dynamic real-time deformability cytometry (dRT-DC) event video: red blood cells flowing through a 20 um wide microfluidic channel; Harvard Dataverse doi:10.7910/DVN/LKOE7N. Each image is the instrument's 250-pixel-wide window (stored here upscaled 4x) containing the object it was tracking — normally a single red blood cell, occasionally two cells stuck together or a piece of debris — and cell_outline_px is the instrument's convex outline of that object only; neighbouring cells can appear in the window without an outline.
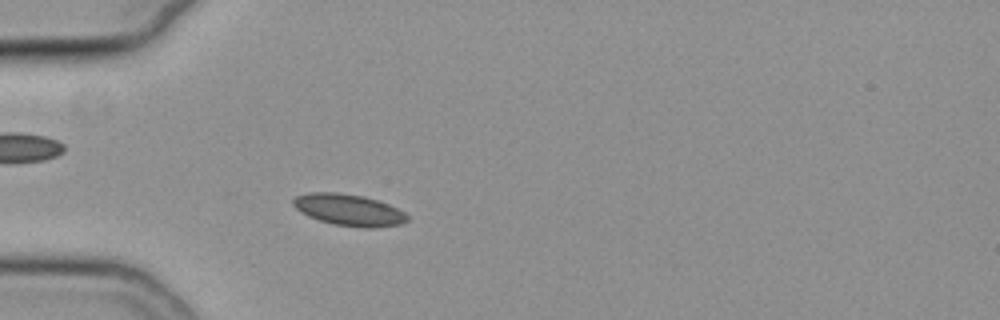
{"species": "common noctule bat (a hibernating species)", "species_latin": "Nyctalus noctula", "temperature_condition": "cold", "stored_images_in_passage": 49, "camera_frame_rate_fps": 3000, "um_per_image_px": 0.085, "animal": {"sex": "female", "body_mass_g": 19.3, "forearm_length_mm": 54.1}, "frame": {"image": 1, "passage_image": 10, "time_ms": 3.0, "image_size_px": [1000, 320], "cell_outline_px": [[408, 220], [400, 224], [376, 228], [360, 228], [332, 224], [308, 216], [300, 212], [292, 204], [292, 200], [296, 196], [308, 192], [336, 192], [364, 196], [388, 204], [404, 212], [408, 216]], "centroid_in_image_um": [29.63, 17.85], "position_along_channel_um": 55.4, "area_um2": 21.1}}
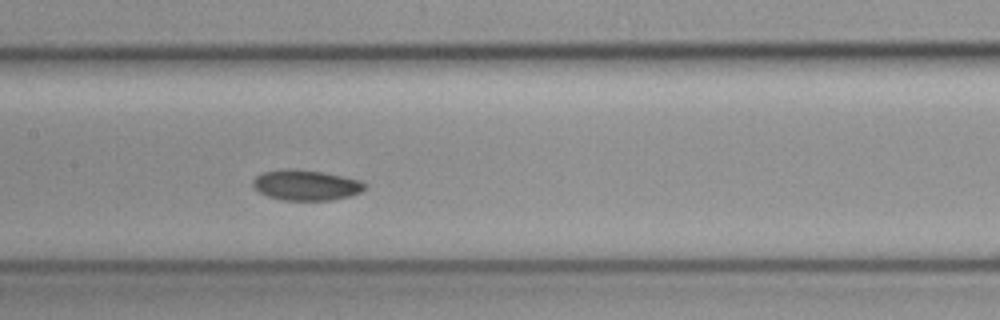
{"frame": {"image": 2, "passage_image": 21, "time_ms": 6.667, "image_size_px": [1000, 320], "cell_outline_px": [[364, 188], [360, 192], [348, 196], [328, 200], [284, 200], [268, 196], [252, 188], [252, 180], [260, 172], [284, 168], [296, 168], [324, 172], [360, 180], [364, 184]], "centroid_in_image_um": [25.93, 15.71], "position_along_channel_um": 181.5, "area_um2": 19.94}}
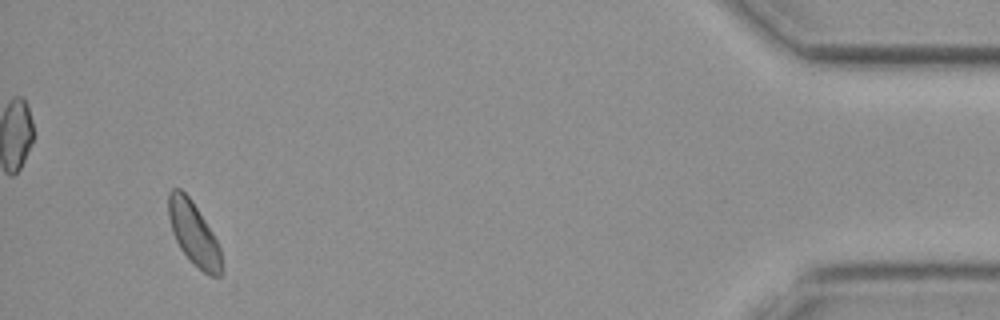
{"frame": {"image": 3, "passage_image": 46, "time_ms": 15.0, "image_size_px": [1000, 320], "cell_outline_px": [[224, 272], [220, 276], [208, 276], [180, 248], [172, 232], [168, 216], [168, 192], [172, 188], [180, 188], [192, 200], [212, 232], [220, 248], [224, 268]], "centroid_in_image_um": [16.48, 19.85], "position_along_channel_um": 418.7, "area_um2": 19.48}}